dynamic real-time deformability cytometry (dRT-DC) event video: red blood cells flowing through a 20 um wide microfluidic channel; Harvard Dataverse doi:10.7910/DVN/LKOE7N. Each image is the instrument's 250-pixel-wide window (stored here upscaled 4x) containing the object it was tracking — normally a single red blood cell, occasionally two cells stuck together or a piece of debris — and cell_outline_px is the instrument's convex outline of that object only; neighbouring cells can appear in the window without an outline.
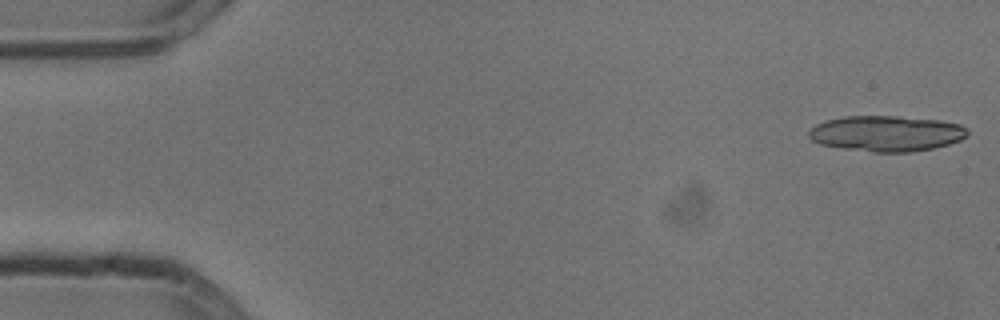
{"species": "common noctule bat (a hibernating species)", "species_latin": "Nyctalus noctula", "temperature_condition": "cold", "stored_images_in_passage": 17, "camera_frame_rate_fps": 3000, "um_per_image_px": 0.085, "animal": {"sex": "male", "body_mass_g": 13.3}, "frame": {"image": 1, "passage_image": 1, "time_ms": 0.0, "image_size_px": [1000, 320], "cell_outline_px": [[968, 132], [960, 140], [948, 144], [932, 148], [904, 152], [876, 152], [824, 144], [812, 140], [808, 136], [808, 132], [816, 124], [828, 120], [848, 116], [896, 116], [936, 120], [960, 124]], "centroid_in_image_um": [75.35, 11.33], "position_along_channel_um": 9.7, "area_um2": 32.14}}